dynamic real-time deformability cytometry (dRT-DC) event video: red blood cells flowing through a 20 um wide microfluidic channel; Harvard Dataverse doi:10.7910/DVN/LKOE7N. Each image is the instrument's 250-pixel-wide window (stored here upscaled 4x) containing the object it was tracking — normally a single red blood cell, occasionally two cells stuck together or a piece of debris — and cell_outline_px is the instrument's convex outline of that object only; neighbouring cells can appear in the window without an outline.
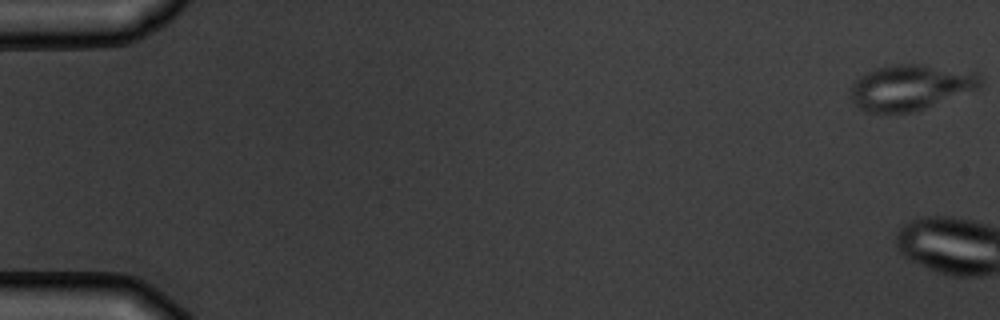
{"species": "common noctule bat (a hibernating species)", "species_latin": "Nyctalus noctula", "temperature_condition": "warm", "stored_images_in_passage": 8, "camera_frame_rate_fps": 3000, "um_per_image_px": 0.085, "animal": {"sex": "male", "body_mass_g": 19.5, "forearm_length_mm": 54.6}, "frame": {"image": 1, "passage_image": 1, "time_ms": 0.0, "image_size_px": [1000, 320], "cell_outline_px": [[984, 84], [980, 88], [924, 108], [912, 112], [864, 112], [848, 96], [848, 92], [852, 84], [860, 76], [876, 68], [896, 64], [920, 64], [980, 72], [984, 80]], "centroid_in_image_um": [77.43, 7.41], "position_along_channel_um": 7.6, "area_um2": 34.74}}